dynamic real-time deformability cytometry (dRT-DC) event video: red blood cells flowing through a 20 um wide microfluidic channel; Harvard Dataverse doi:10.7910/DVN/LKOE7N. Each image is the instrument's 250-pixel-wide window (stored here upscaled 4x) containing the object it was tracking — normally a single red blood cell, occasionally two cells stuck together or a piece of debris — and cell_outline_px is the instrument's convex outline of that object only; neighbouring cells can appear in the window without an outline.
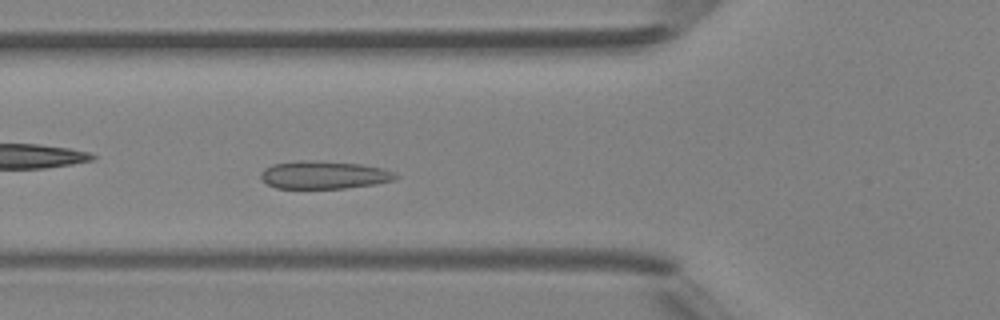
{"species": "Egyptian fruit bat (a non-hibernating species)", "species_latin": "Rousettus aegyptiacus", "temperature_condition": "room temperature", "stored_images_in_passage": 43, "camera_frame_rate_fps": 3000, "um_per_image_px": 0.085, "animal": {"sex": "female"}, "frame": {"image": 1, "passage_image": 13, "time_ms": 4.0, "image_size_px": [1000, 320], "cell_outline_px": [[400, 176], [396, 180], [376, 184], [344, 188], [276, 188], [268, 184], [260, 176], [260, 172], [264, 168], [272, 164], [296, 160], [312, 160], [360, 164], [380, 168], [392, 172]], "centroid_in_image_um": [27.52, 14.86], "position_along_channel_um": 98.3, "area_um2": 21.91}}
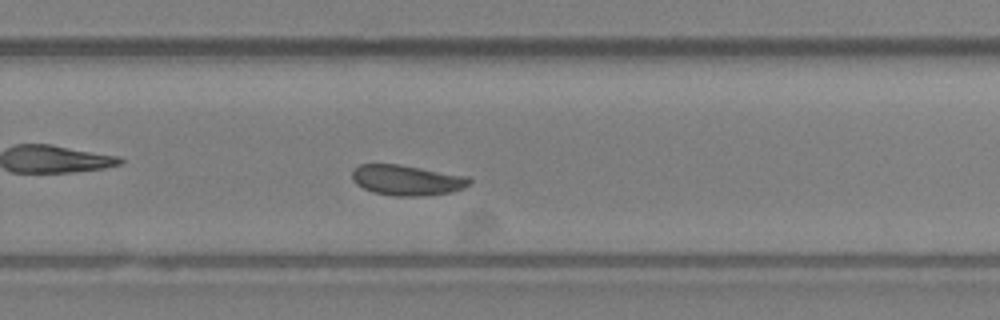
{"frame": {"image": 2, "passage_image": 27, "time_ms": 8.667, "image_size_px": [1000, 320], "cell_outline_px": [[472, 184], [452, 192], [424, 196], [392, 196], [372, 192], [356, 184], [352, 180], [352, 168], [360, 164], [400, 164], [468, 176], [472, 180]], "centroid_in_image_um": [34.58, 15.31], "position_along_channel_um": 295.2, "area_um2": 21.1}}
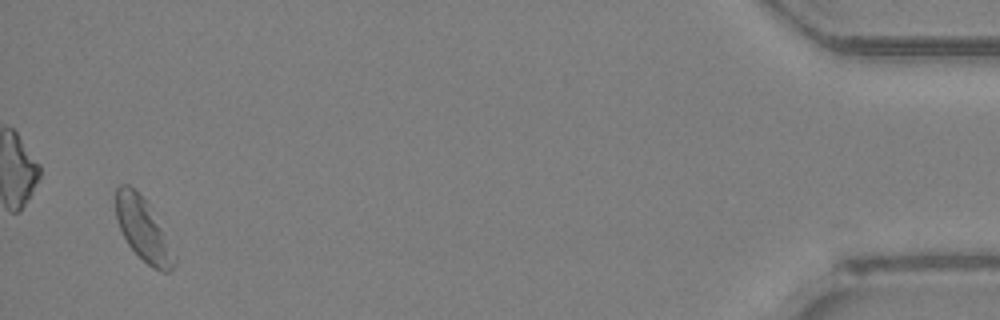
{"frame": {"image": 3, "passage_image": 42, "time_ms": 13.667, "image_size_px": [1000, 320], "cell_outline_px": [[176, 264], [168, 272], [164, 272], [152, 268], [128, 244], [116, 220], [116, 188], [120, 184], [128, 184], [144, 200], [176, 256]], "centroid_in_image_um": [12.13, 19.54], "position_along_channel_um": 423.1, "area_um2": 20.35}, "authors_computed_cell_mechanics": {"area_um2": 20.6924, "velocity_mm_per_s": 4.2254, "shape_relaxation_time_tau1_ms": 10.4713, "shape_relaxation_time_tau2_ms": null, "deformation_change_tau1": 0.1622, "deformation_change_tau2": null}}